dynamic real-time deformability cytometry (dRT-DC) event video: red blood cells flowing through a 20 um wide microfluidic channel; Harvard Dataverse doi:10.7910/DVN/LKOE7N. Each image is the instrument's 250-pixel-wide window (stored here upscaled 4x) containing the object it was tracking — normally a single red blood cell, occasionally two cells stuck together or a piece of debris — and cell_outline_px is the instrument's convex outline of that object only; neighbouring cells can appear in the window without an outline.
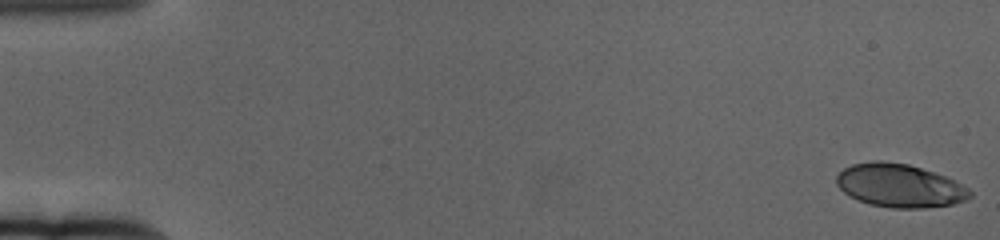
{"species": "human", "species_latin": "Homo sapiens", "temperature_condition": "cold", "stored_images_in_passage": 62, "segment_of_instrument_passage": [1, 2], "camera_frame_rate_fps": 3000, "um_per_image_px": 0.085, "donor": {"sex": "female"}, "frame": {"image": 1, "passage_image": 1, "time_ms": 0.0, "image_size_px": [1000, 240], "cell_outline_px": [[972, 196], [964, 200], [952, 204], [924, 208], [892, 208], [868, 204], [844, 192], [836, 184], [836, 176], [844, 168], [852, 164], [872, 160], [880, 160], [908, 164], [944, 176], [968, 188], [972, 192]], "centroid_in_image_um": [76.44, 15.77], "position_along_channel_um": 8.6, "area_um2": 33.41}}
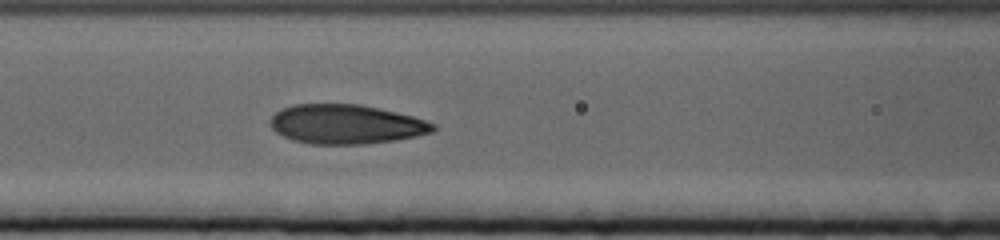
{"frame": {"image": 2, "passage_image": 27, "time_ms": 8.667, "image_size_px": [1000, 240], "cell_outline_px": [[436, 128], [432, 132], [416, 136], [396, 140], [364, 144], [312, 144], [292, 140], [276, 132], [272, 128], [272, 116], [280, 108], [292, 104], [360, 104], [380, 108], [412, 116], [436, 124]], "centroid_in_image_um": [29.41, 10.56], "position_along_channel_um": 137.2, "area_um2": 37.34}}
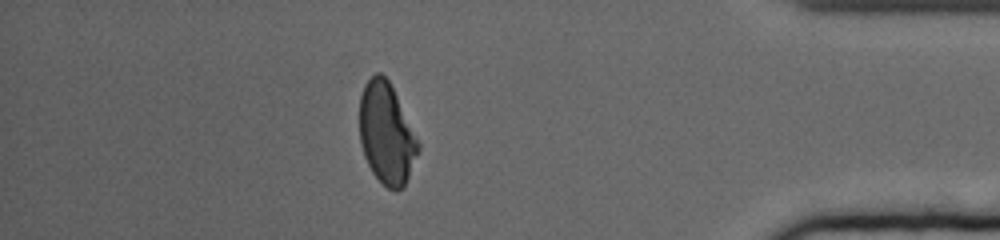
{"frame": {"image": 3, "passage_image": 54, "time_ms": 17.667, "image_size_px": [1000, 240], "cell_outline_px": [[420, 148], [404, 188], [396, 192], [388, 188], [372, 172], [364, 156], [360, 140], [360, 96], [364, 84], [376, 72], [380, 72], [388, 80], [420, 144]], "centroid_in_image_um": [32.85, 11.38], "position_along_channel_um": 402.4, "area_um2": 34.22}}